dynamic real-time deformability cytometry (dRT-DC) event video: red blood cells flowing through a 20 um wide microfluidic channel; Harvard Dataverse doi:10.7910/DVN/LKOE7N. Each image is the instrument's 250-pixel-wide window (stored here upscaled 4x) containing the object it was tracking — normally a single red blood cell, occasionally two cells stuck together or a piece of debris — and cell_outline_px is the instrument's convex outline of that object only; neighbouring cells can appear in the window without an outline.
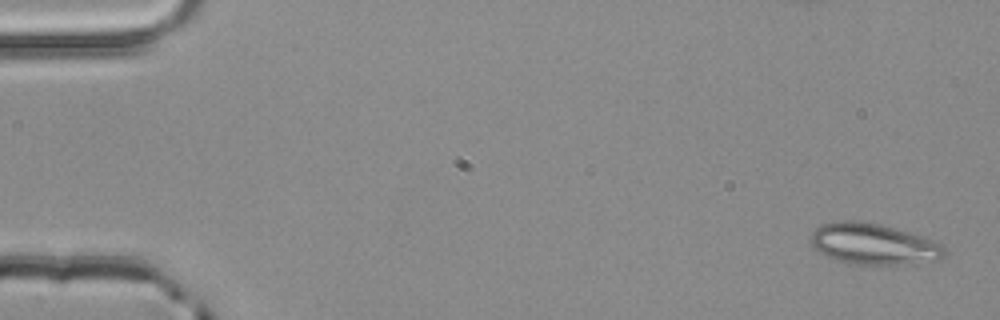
{"species": "common noctule bat (a hibernating species)", "species_latin": "Nyctalus noctula", "temperature_condition": "room temperature", "stored_images_in_passage": 4, "camera_frame_rate_fps": 3000, "um_per_image_px": 0.085, "animal": {"sex": "male", "body_mass_g": 20.4}, "frame": {"image": 1, "passage_image": 1, "time_ms": 0.0, "image_size_px": [1000, 320], "cell_outline_px": [[944, 256], [940, 260], [916, 264], [856, 264], [840, 260], [828, 256], [820, 252], [808, 240], [812, 232], [820, 224], [836, 220], [852, 220], [880, 224], [924, 236], [940, 244], [944, 248]], "centroid_in_image_um": [74.25, 20.73], "position_along_channel_um": 10.7, "area_um2": 32.02}}